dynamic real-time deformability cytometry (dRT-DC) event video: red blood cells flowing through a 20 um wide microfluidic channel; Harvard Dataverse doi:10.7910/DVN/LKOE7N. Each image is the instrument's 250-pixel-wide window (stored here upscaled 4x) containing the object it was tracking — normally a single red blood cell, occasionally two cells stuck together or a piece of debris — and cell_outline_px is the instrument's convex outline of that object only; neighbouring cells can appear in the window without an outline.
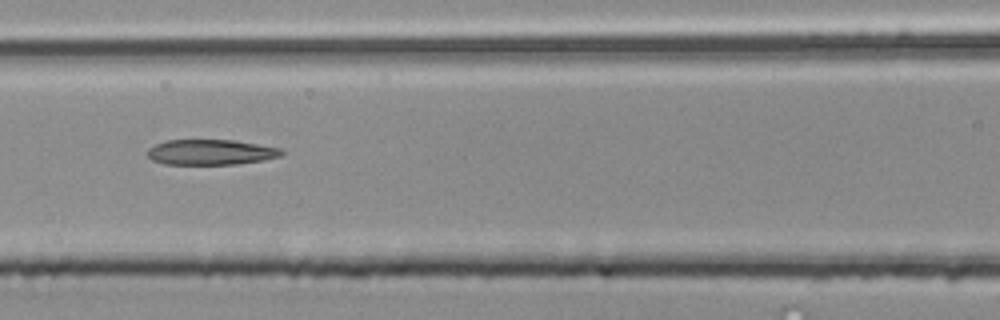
{"species": "common noctule bat (a hibernating species)", "species_latin": "Nyctalus noctula", "temperature_condition": "room temperature", "stored_images_in_passage": 5, "camera_frame_rate_fps": 3000, "um_per_image_px": 0.085, "animal": {"sex": "male", "body_mass_g": 20.4}, "frame": {"image": 1, "passage_image": 5, "time_ms": 1.333, "image_size_px": [1000, 320], "cell_outline_px": [[284, 152], [280, 156], [264, 160], [236, 164], [164, 164], [152, 160], [148, 156], [148, 148], [156, 144], [168, 140], [232, 140], [284, 148]], "centroid_in_image_um": [17.95, 12.93], "position_along_channel_um": 148.7, "area_um2": 19.83}}